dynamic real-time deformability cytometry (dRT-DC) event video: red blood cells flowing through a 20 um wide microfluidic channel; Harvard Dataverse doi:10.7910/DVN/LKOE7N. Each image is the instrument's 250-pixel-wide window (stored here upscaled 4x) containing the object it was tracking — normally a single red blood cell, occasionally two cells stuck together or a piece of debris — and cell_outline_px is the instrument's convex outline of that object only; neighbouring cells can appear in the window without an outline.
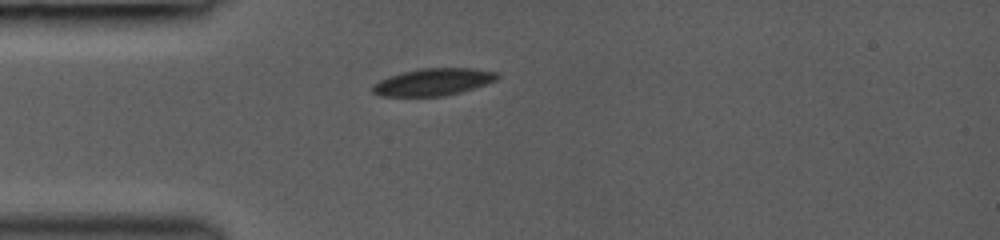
{"species": "common noctule bat (a hibernating species)", "species_latin": "Nyctalus noctula", "temperature_condition": "room temperature", "stored_images_in_passage": 51, "camera_frame_rate_fps": 3000, "um_per_image_px": 0.085, "animal": {"sex": "female", "body_mass_g": 19.0, "forearm_length_mm": 53.3}, "frame": {"image": 1, "passage_image": 1, "time_ms": 0.0, "image_size_px": [1000, 240], "cell_outline_px": [[500, 76], [496, 80], [460, 92], [444, 96], [380, 96], [372, 92], [372, 84], [388, 76], [420, 68], [472, 68], [496, 72]], "centroid_in_image_um": [36.78, 6.96], "position_along_channel_um": 48.2, "area_um2": 19.59}}
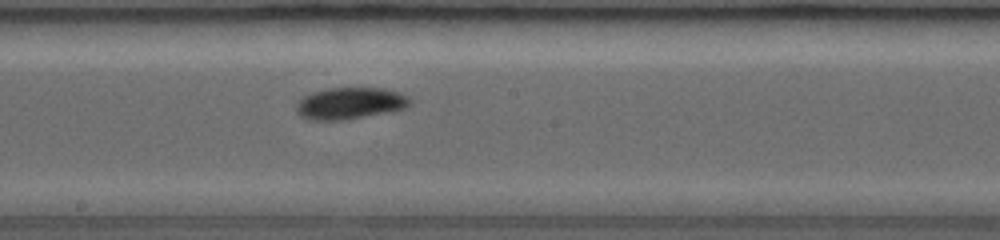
{"frame": {"image": 2, "passage_image": 21, "time_ms": 4.333, "image_size_px": [1000, 240], "cell_outline_px": [[412, 104], [408, 108], [392, 112], [344, 120], [308, 120], [300, 116], [296, 112], [296, 104], [304, 96], [324, 88], [384, 88], [400, 92], [408, 96], [412, 100]], "centroid_in_image_um": [29.81, 8.79], "position_along_channel_um": 218.4, "area_um2": 21.44}}
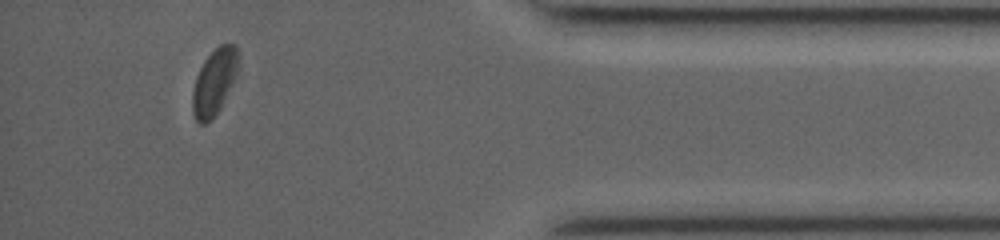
{"frame": {"image": 3, "passage_image": 45, "time_ms": 9.667, "image_size_px": [1000, 240], "cell_outline_px": [[236, 76], [220, 108], [212, 120], [204, 124], [200, 124], [196, 120], [192, 112], [192, 92], [196, 76], [204, 60], [220, 44], [236, 44]], "centroid_in_image_um": [18.17, 7.01], "position_along_channel_um": 417.0, "area_um2": 17.28}, "authors_computed_cell_mechanics": {"area_um2": 20.3456, "velocity_mm_per_s": 4.2257, "shape_relaxation_time_tau1_ms": 2.858, "shape_relaxation_time_tau2_ms": null, "deformation_change_tau1": 0.0821, "deformation_change_tau2": null}}